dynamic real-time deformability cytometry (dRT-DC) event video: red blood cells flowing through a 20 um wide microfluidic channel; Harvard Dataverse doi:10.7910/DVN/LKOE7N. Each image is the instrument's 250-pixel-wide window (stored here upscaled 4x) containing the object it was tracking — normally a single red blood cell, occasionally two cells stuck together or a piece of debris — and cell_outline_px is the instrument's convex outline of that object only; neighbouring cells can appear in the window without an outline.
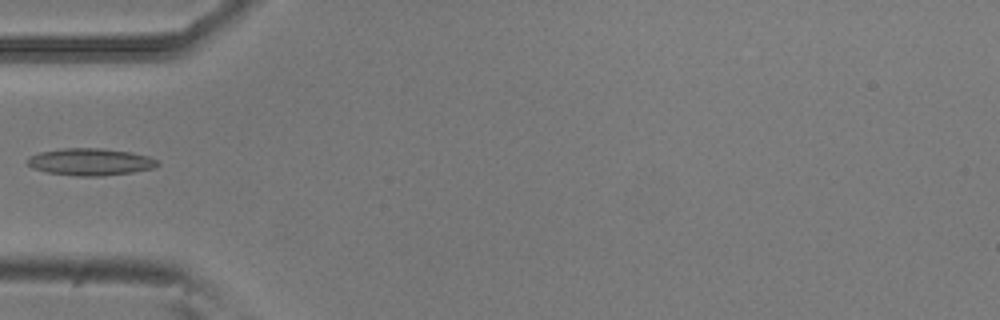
{"species": "common noctule bat (a hibernating species)", "species_latin": "Nyctalus noctula", "temperature_condition": "room temperature", "stored_images_in_passage": 4, "camera_frame_rate_fps": 3000, "um_per_image_px": 0.085, "animal": {"sex": "male", "body_mass_g": 20.5, "forearm_length_mm": 52.5}, "frame": {"image": 1, "passage_image": 4, "time_ms": 1.0, "image_size_px": [1000, 320], "cell_outline_px": [[160, 164], [156, 168], [132, 172], [100, 176], [80, 176], [48, 172], [32, 168], [28, 164], [28, 156], [40, 152], [64, 148], [100, 148], [132, 152], [148, 156], [156, 160]], "centroid_in_image_um": [7.7, 13.75], "position_along_channel_um": 77.3, "area_um2": 20.46}}